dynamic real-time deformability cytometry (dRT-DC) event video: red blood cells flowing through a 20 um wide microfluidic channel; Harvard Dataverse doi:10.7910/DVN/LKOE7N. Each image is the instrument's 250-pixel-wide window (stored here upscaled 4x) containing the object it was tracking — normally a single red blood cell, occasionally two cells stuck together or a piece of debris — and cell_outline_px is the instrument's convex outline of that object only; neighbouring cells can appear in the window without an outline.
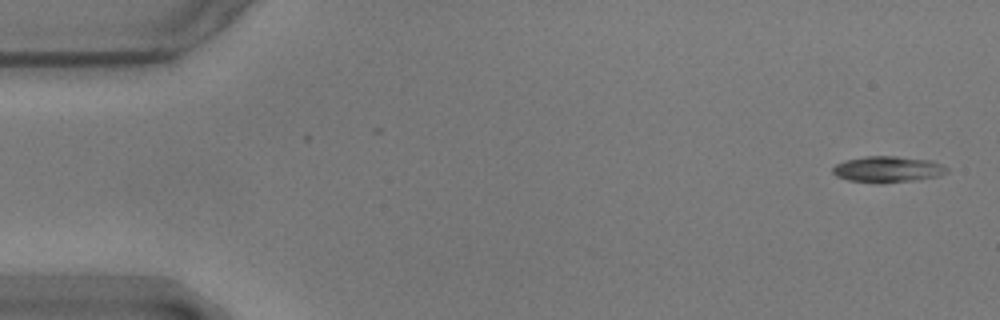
{"species": "common noctule bat (a hibernating species)", "species_latin": "Nyctalus noctula", "temperature_condition": "warm", "stored_images_in_passage": 55, "camera_frame_rate_fps": 3000, "um_per_image_px": 0.085, "animal": {"sex": "male", "body_mass_g": 17.9}, "frame": {"image": 1, "passage_image": 1, "time_ms": 0.0, "image_size_px": [1000, 320], "cell_outline_px": [[948, 172], [936, 176], [912, 180], [880, 184], [876, 184], [848, 180], [836, 176], [832, 172], [832, 168], [836, 164], [844, 160], [864, 156], [896, 156], [928, 160], [940, 164], [948, 168]], "centroid_in_image_um": [75.38, 14.39], "position_along_channel_um": 9.6, "area_um2": 17.4}}
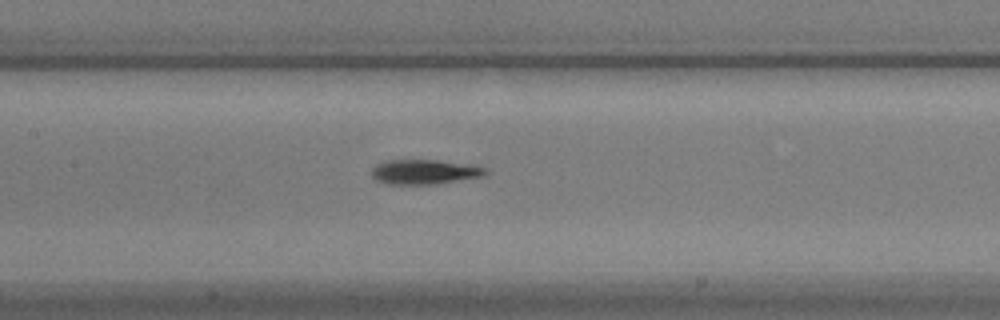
{"frame": {"image": 2, "passage_image": 25, "time_ms": 8.0, "image_size_px": [1000, 320], "cell_outline_px": [[488, 172], [484, 176], [428, 184], [392, 184], [376, 180], [372, 176], [372, 168], [376, 164], [384, 160], [440, 160], [472, 164], [488, 168]], "centroid_in_image_um": [36.1, 14.58], "position_along_channel_um": 171.3, "area_um2": 16.36}}
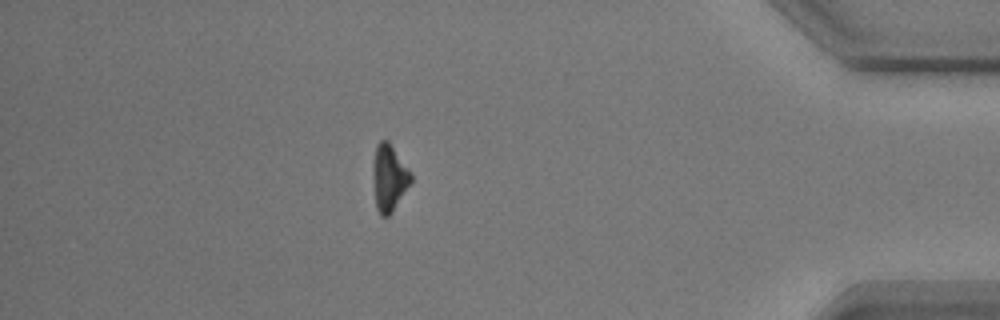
{"frame": {"image": 3, "passage_image": 48, "time_ms": 15.667, "image_size_px": [1000, 320], "cell_outline_px": [[412, 180], [392, 212], [388, 216], [380, 216], [376, 208], [372, 172], [372, 164], [376, 144], [380, 140], [388, 140], [412, 172]], "centroid_in_image_um": [33.06, 15.08], "position_along_channel_um": 402.1, "area_um2": 14.91}, "authors_computed_cell_mechanics": {"area_um2": 16.3574, "velocity_mm_per_s": 3.5795, "shape_relaxation_time_tau1_ms": 3.8768, "shape_relaxation_time_tau2_ms": 5.1247, "deformation_change_tau1": 0.1746, "deformation_change_tau2": 0.1415}}